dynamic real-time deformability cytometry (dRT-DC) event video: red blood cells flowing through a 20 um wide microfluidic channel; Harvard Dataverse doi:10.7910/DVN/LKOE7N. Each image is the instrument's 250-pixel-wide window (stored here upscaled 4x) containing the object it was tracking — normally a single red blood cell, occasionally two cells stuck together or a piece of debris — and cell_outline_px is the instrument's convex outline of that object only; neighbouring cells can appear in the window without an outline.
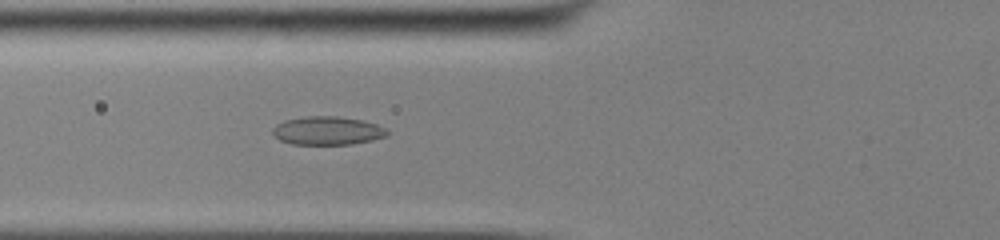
{"species": "common noctule bat (a hibernating species)", "species_latin": "Nyctalus noctula", "temperature_condition": "cold", "stored_images_in_passage": 36, "camera_frame_rate_fps": 3000, "um_per_image_px": 0.085, "animal": {"sex": "male", "body_mass_g": 13.0, "forearm_length_mm": 53.1}, "frame": {"image": 1, "passage_image": 4, "time_ms": 1.0, "image_size_px": [1000, 240], "cell_outline_px": [[392, 132], [388, 136], [372, 140], [352, 144], [292, 144], [280, 140], [272, 136], [272, 128], [276, 124], [284, 120], [308, 116], [336, 116], [364, 120], [376, 124]], "centroid_in_image_um": [27.84, 11.11], "position_along_channel_um": 98.0, "area_um2": 19.19}}
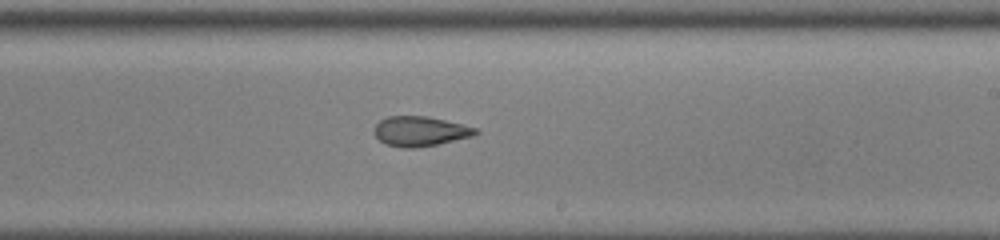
{"frame": {"image": 2, "passage_image": 16, "time_ms": 5.0, "image_size_px": [1000, 240], "cell_outline_px": [[480, 132], [472, 136], [436, 144], [416, 148], [404, 148], [384, 144], [376, 136], [376, 124], [380, 120], [388, 116], [428, 116], [476, 128]], "centroid_in_image_um": [35.7, 11.16], "position_along_channel_um": 253.3, "area_um2": 17.34}}
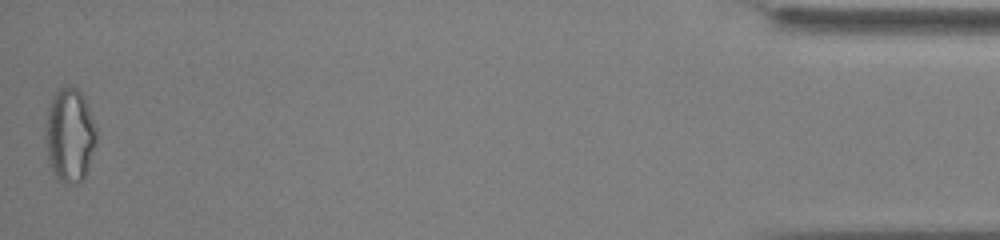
{"frame": {"image": 3, "passage_image": 36, "time_ms": 11.667, "image_size_px": [1000, 240], "cell_outline_px": [[96, 140], [88, 168], [84, 176], [76, 184], [64, 184], [56, 180], [52, 172], [48, 160], [44, 136], [48, 108], [52, 96], [60, 88], [68, 84], [76, 88], [84, 96], [92, 116], [96, 128]], "centroid_in_image_um": [5.9, 11.5], "position_along_channel_um": 429.3, "area_um2": 28.21}, "authors_computed_cell_mechanics": {"area_um2": 18.8428, "velocity_mm_per_s": 3.8817, "shape_relaxation_time_tau1_ms": null, "shape_relaxation_time_tau2_ms": 2.5823, "deformation_change_tau1": null, "deformation_change_tau2": 0.0995}}